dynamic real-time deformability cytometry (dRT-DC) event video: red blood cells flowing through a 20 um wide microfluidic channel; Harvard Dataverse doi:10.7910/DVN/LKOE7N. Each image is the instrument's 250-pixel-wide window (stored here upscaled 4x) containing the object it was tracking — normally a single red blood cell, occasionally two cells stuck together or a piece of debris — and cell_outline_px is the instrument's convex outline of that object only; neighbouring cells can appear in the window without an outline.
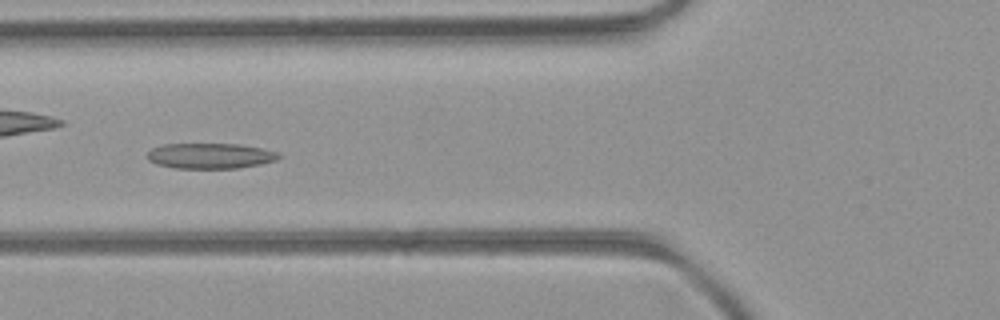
{"species": "common noctule bat (a hibernating species)", "species_latin": "Nyctalus noctula", "temperature_condition": "room temperature", "stored_images_in_passage": 50, "camera_frame_rate_fps": 3000, "um_per_image_px": 0.085, "animal": {"sex": "female", "body_mass_g": 21.9}, "frame": {"image": 1, "passage_image": 19, "time_ms": 6.0, "image_size_px": [1000, 320], "cell_outline_px": [[284, 156], [276, 160], [260, 164], [240, 168], [172, 168], [156, 164], [148, 160], [148, 152], [152, 148], [160, 144], [240, 144], [280, 152]], "centroid_in_image_um": [17.89, 13.25], "position_along_channel_um": 107.9, "area_um2": 19.71}}
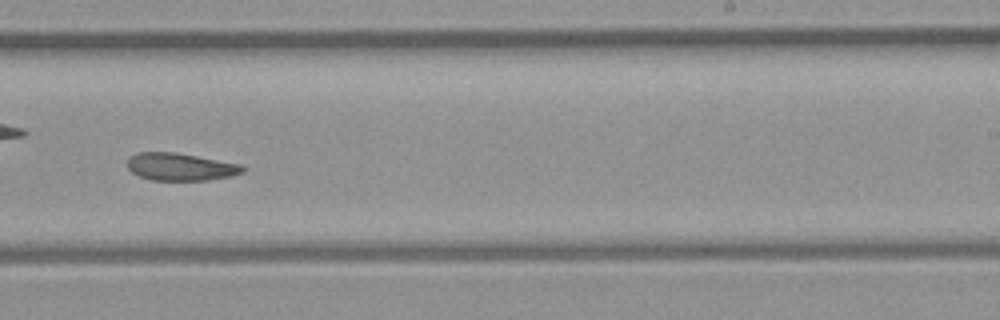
{"frame": {"image": 2, "passage_image": 31, "time_ms": 10.0, "image_size_px": [1000, 320], "cell_outline_px": [[244, 172], [232, 176], [208, 180], [152, 180], [140, 176], [132, 172], [128, 168], [128, 156], [136, 152], [176, 152], [244, 164]], "centroid_in_image_um": [15.37, 14.17], "position_along_channel_um": 273.6, "area_um2": 18.73}}
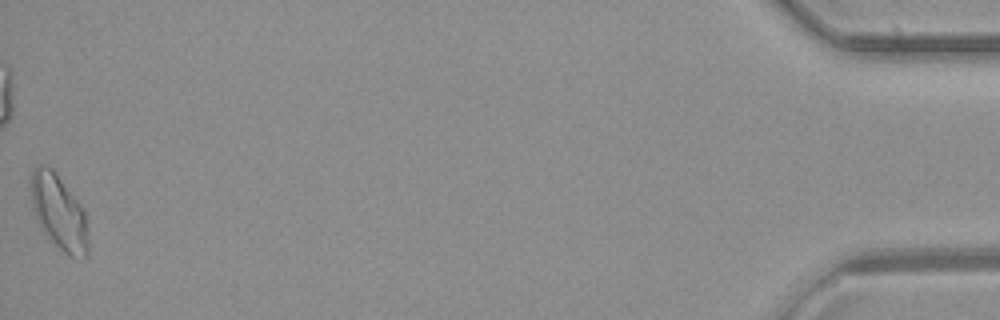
{"frame": {"image": 3, "passage_image": 50, "time_ms": 16.333, "image_size_px": [1000, 320], "cell_outline_px": [[88, 256], [68, 256], [48, 240], [36, 216], [32, 204], [32, 172], [40, 164], [52, 168], [56, 172], [80, 204], [84, 212], [88, 232]], "centroid_in_image_um": [5.03, 18.07], "position_along_channel_um": 430.2, "area_um2": 24.62}}